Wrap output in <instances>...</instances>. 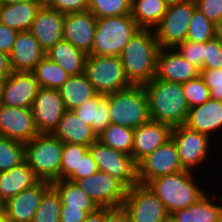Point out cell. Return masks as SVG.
I'll use <instances>...</instances> for the list:
<instances>
[{
	"label": "cell",
	"instance_id": "1",
	"mask_svg": "<svg viewBox=\"0 0 222 222\" xmlns=\"http://www.w3.org/2000/svg\"><path fill=\"white\" fill-rule=\"evenodd\" d=\"M149 105L152 120L176 127L185 124L189 106L186 102L182 83L166 82L152 78L142 85Z\"/></svg>",
	"mask_w": 222,
	"mask_h": 222
},
{
	"label": "cell",
	"instance_id": "2",
	"mask_svg": "<svg viewBox=\"0 0 222 222\" xmlns=\"http://www.w3.org/2000/svg\"><path fill=\"white\" fill-rule=\"evenodd\" d=\"M159 49L152 29H140L125 45L119 57L132 85L146 84L155 77Z\"/></svg>",
	"mask_w": 222,
	"mask_h": 222
},
{
	"label": "cell",
	"instance_id": "3",
	"mask_svg": "<svg viewBox=\"0 0 222 222\" xmlns=\"http://www.w3.org/2000/svg\"><path fill=\"white\" fill-rule=\"evenodd\" d=\"M192 171L184 170L150 180L146 185L164 203L169 214L189 207L205 192L194 182Z\"/></svg>",
	"mask_w": 222,
	"mask_h": 222
},
{
	"label": "cell",
	"instance_id": "4",
	"mask_svg": "<svg viewBox=\"0 0 222 222\" xmlns=\"http://www.w3.org/2000/svg\"><path fill=\"white\" fill-rule=\"evenodd\" d=\"M63 145L53 134H38L25 143V161L40 181L60 180Z\"/></svg>",
	"mask_w": 222,
	"mask_h": 222
},
{
	"label": "cell",
	"instance_id": "5",
	"mask_svg": "<svg viewBox=\"0 0 222 222\" xmlns=\"http://www.w3.org/2000/svg\"><path fill=\"white\" fill-rule=\"evenodd\" d=\"M140 29L131 14L97 18L93 47L89 54L119 56Z\"/></svg>",
	"mask_w": 222,
	"mask_h": 222
},
{
	"label": "cell",
	"instance_id": "6",
	"mask_svg": "<svg viewBox=\"0 0 222 222\" xmlns=\"http://www.w3.org/2000/svg\"><path fill=\"white\" fill-rule=\"evenodd\" d=\"M109 118L111 124H118L132 129L149 121V105L142 85L109 94Z\"/></svg>",
	"mask_w": 222,
	"mask_h": 222
},
{
	"label": "cell",
	"instance_id": "7",
	"mask_svg": "<svg viewBox=\"0 0 222 222\" xmlns=\"http://www.w3.org/2000/svg\"><path fill=\"white\" fill-rule=\"evenodd\" d=\"M84 74L97 93L108 95L132 86L119 56L88 54Z\"/></svg>",
	"mask_w": 222,
	"mask_h": 222
},
{
	"label": "cell",
	"instance_id": "8",
	"mask_svg": "<svg viewBox=\"0 0 222 222\" xmlns=\"http://www.w3.org/2000/svg\"><path fill=\"white\" fill-rule=\"evenodd\" d=\"M197 8L195 0H172L167 10L154 28L160 48H175L187 37L188 26Z\"/></svg>",
	"mask_w": 222,
	"mask_h": 222
},
{
	"label": "cell",
	"instance_id": "9",
	"mask_svg": "<svg viewBox=\"0 0 222 222\" xmlns=\"http://www.w3.org/2000/svg\"><path fill=\"white\" fill-rule=\"evenodd\" d=\"M98 170L120 180L128 189L141 184L138 162L121 151L102 144L99 140L89 146Z\"/></svg>",
	"mask_w": 222,
	"mask_h": 222
},
{
	"label": "cell",
	"instance_id": "10",
	"mask_svg": "<svg viewBox=\"0 0 222 222\" xmlns=\"http://www.w3.org/2000/svg\"><path fill=\"white\" fill-rule=\"evenodd\" d=\"M122 207L129 222H167L170 218L164 203L145 184L128 189Z\"/></svg>",
	"mask_w": 222,
	"mask_h": 222
},
{
	"label": "cell",
	"instance_id": "11",
	"mask_svg": "<svg viewBox=\"0 0 222 222\" xmlns=\"http://www.w3.org/2000/svg\"><path fill=\"white\" fill-rule=\"evenodd\" d=\"M74 182L98 207H121L128 191L120 180L99 170Z\"/></svg>",
	"mask_w": 222,
	"mask_h": 222
},
{
	"label": "cell",
	"instance_id": "12",
	"mask_svg": "<svg viewBox=\"0 0 222 222\" xmlns=\"http://www.w3.org/2000/svg\"><path fill=\"white\" fill-rule=\"evenodd\" d=\"M171 138L175 142L184 170L193 171L208 157L210 137L207 135L181 125L172 128Z\"/></svg>",
	"mask_w": 222,
	"mask_h": 222
},
{
	"label": "cell",
	"instance_id": "13",
	"mask_svg": "<svg viewBox=\"0 0 222 222\" xmlns=\"http://www.w3.org/2000/svg\"><path fill=\"white\" fill-rule=\"evenodd\" d=\"M31 110L39 134H53L66 108L59 89L39 87Z\"/></svg>",
	"mask_w": 222,
	"mask_h": 222
},
{
	"label": "cell",
	"instance_id": "14",
	"mask_svg": "<svg viewBox=\"0 0 222 222\" xmlns=\"http://www.w3.org/2000/svg\"><path fill=\"white\" fill-rule=\"evenodd\" d=\"M138 166L140 182L145 185L157 177L184 171L172 138L141 159Z\"/></svg>",
	"mask_w": 222,
	"mask_h": 222
},
{
	"label": "cell",
	"instance_id": "15",
	"mask_svg": "<svg viewBox=\"0 0 222 222\" xmlns=\"http://www.w3.org/2000/svg\"><path fill=\"white\" fill-rule=\"evenodd\" d=\"M38 134L31 108L0 104V136L26 143Z\"/></svg>",
	"mask_w": 222,
	"mask_h": 222
},
{
	"label": "cell",
	"instance_id": "16",
	"mask_svg": "<svg viewBox=\"0 0 222 222\" xmlns=\"http://www.w3.org/2000/svg\"><path fill=\"white\" fill-rule=\"evenodd\" d=\"M200 76V69L189 63L175 48H160L155 78L184 83Z\"/></svg>",
	"mask_w": 222,
	"mask_h": 222
},
{
	"label": "cell",
	"instance_id": "17",
	"mask_svg": "<svg viewBox=\"0 0 222 222\" xmlns=\"http://www.w3.org/2000/svg\"><path fill=\"white\" fill-rule=\"evenodd\" d=\"M97 18L89 10L65 14L63 39L89 54L93 47Z\"/></svg>",
	"mask_w": 222,
	"mask_h": 222
},
{
	"label": "cell",
	"instance_id": "18",
	"mask_svg": "<svg viewBox=\"0 0 222 222\" xmlns=\"http://www.w3.org/2000/svg\"><path fill=\"white\" fill-rule=\"evenodd\" d=\"M50 186L48 181H39L21 191L4 203L3 214L12 222H32L40 200Z\"/></svg>",
	"mask_w": 222,
	"mask_h": 222
},
{
	"label": "cell",
	"instance_id": "19",
	"mask_svg": "<svg viewBox=\"0 0 222 222\" xmlns=\"http://www.w3.org/2000/svg\"><path fill=\"white\" fill-rule=\"evenodd\" d=\"M39 85L32 72H13L8 76L0 104L31 108Z\"/></svg>",
	"mask_w": 222,
	"mask_h": 222
},
{
	"label": "cell",
	"instance_id": "20",
	"mask_svg": "<svg viewBox=\"0 0 222 222\" xmlns=\"http://www.w3.org/2000/svg\"><path fill=\"white\" fill-rule=\"evenodd\" d=\"M172 127L150 119L134 129L131 152L137 162L171 139Z\"/></svg>",
	"mask_w": 222,
	"mask_h": 222
},
{
	"label": "cell",
	"instance_id": "21",
	"mask_svg": "<svg viewBox=\"0 0 222 222\" xmlns=\"http://www.w3.org/2000/svg\"><path fill=\"white\" fill-rule=\"evenodd\" d=\"M64 22L65 14L49 6H41L29 31L41 44V47L48 51L63 39Z\"/></svg>",
	"mask_w": 222,
	"mask_h": 222
},
{
	"label": "cell",
	"instance_id": "22",
	"mask_svg": "<svg viewBox=\"0 0 222 222\" xmlns=\"http://www.w3.org/2000/svg\"><path fill=\"white\" fill-rule=\"evenodd\" d=\"M45 56L46 51L29 30L18 32L10 53L14 72H32Z\"/></svg>",
	"mask_w": 222,
	"mask_h": 222
},
{
	"label": "cell",
	"instance_id": "23",
	"mask_svg": "<svg viewBox=\"0 0 222 222\" xmlns=\"http://www.w3.org/2000/svg\"><path fill=\"white\" fill-rule=\"evenodd\" d=\"M184 125L208 137L212 136L214 131L222 128V102L210 98L202 105L190 108Z\"/></svg>",
	"mask_w": 222,
	"mask_h": 222
},
{
	"label": "cell",
	"instance_id": "24",
	"mask_svg": "<svg viewBox=\"0 0 222 222\" xmlns=\"http://www.w3.org/2000/svg\"><path fill=\"white\" fill-rule=\"evenodd\" d=\"M53 135L63 143L91 146L98 140L92 127L79 119L73 110H66Z\"/></svg>",
	"mask_w": 222,
	"mask_h": 222
},
{
	"label": "cell",
	"instance_id": "25",
	"mask_svg": "<svg viewBox=\"0 0 222 222\" xmlns=\"http://www.w3.org/2000/svg\"><path fill=\"white\" fill-rule=\"evenodd\" d=\"M73 112L84 123L92 127L96 135H100L110 124L109 94L97 93L88 98L82 105L73 109Z\"/></svg>",
	"mask_w": 222,
	"mask_h": 222
},
{
	"label": "cell",
	"instance_id": "26",
	"mask_svg": "<svg viewBox=\"0 0 222 222\" xmlns=\"http://www.w3.org/2000/svg\"><path fill=\"white\" fill-rule=\"evenodd\" d=\"M216 195L212 194V198H218L222 204V197ZM170 218L174 222H222V205L212 202L206 193L189 207L174 211Z\"/></svg>",
	"mask_w": 222,
	"mask_h": 222
},
{
	"label": "cell",
	"instance_id": "27",
	"mask_svg": "<svg viewBox=\"0 0 222 222\" xmlns=\"http://www.w3.org/2000/svg\"><path fill=\"white\" fill-rule=\"evenodd\" d=\"M40 180L26 161L10 170L0 172V198L4 203L38 183Z\"/></svg>",
	"mask_w": 222,
	"mask_h": 222
},
{
	"label": "cell",
	"instance_id": "28",
	"mask_svg": "<svg viewBox=\"0 0 222 222\" xmlns=\"http://www.w3.org/2000/svg\"><path fill=\"white\" fill-rule=\"evenodd\" d=\"M46 56L62 67L70 76H75L84 73L88 54L62 39L46 51Z\"/></svg>",
	"mask_w": 222,
	"mask_h": 222
},
{
	"label": "cell",
	"instance_id": "29",
	"mask_svg": "<svg viewBox=\"0 0 222 222\" xmlns=\"http://www.w3.org/2000/svg\"><path fill=\"white\" fill-rule=\"evenodd\" d=\"M40 7L37 1L1 4L0 22L18 32L28 31Z\"/></svg>",
	"mask_w": 222,
	"mask_h": 222
},
{
	"label": "cell",
	"instance_id": "30",
	"mask_svg": "<svg viewBox=\"0 0 222 222\" xmlns=\"http://www.w3.org/2000/svg\"><path fill=\"white\" fill-rule=\"evenodd\" d=\"M66 110H73L82 105L88 98L94 97L97 92L88 81L86 75L70 76L59 88Z\"/></svg>",
	"mask_w": 222,
	"mask_h": 222
},
{
	"label": "cell",
	"instance_id": "31",
	"mask_svg": "<svg viewBox=\"0 0 222 222\" xmlns=\"http://www.w3.org/2000/svg\"><path fill=\"white\" fill-rule=\"evenodd\" d=\"M169 0H132L131 16L141 29H154L162 20Z\"/></svg>",
	"mask_w": 222,
	"mask_h": 222
},
{
	"label": "cell",
	"instance_id": "32",
	"mask_svg": "<svg viewBox=\"0 0 222 222\" xmlns=\"http://www.w3.org/2000/svg\"><path fill=\"white\" fill-rule=\"evenodd\" d=\"M61 198L62 208H80L87 214L96 211L97 204L75 182L64 179L51 183Z\"/></svg>",
	"mask_w": 222,
	"mask_h": 222
},
{
	"label": "cell",
	"instance_id": "33",
	"mask_svg": "<svg viewBox=\"0 0 222 222\" xmlns=\"http://www.w3.org/2000/svg\"><path fill=\"white\" fill-rule=\"evenodd\" d=\"M32 73L39 87L52 89H59L70 77L62 67L54 63L47 56L38 62Z\"/></svg>",
	"mask_w": 222,
	"mask_h": 222
},
{
	"label": "cell",
	"instance_id": "34",
	"mask_svg": "<svg viewBox=\"0 0 222 222\" xmlns=\"http://www.w3.org/2000/svg\"><path fill=\"white\" fill-rule=\"evenodd\" d=\"M98 140L110 148L131 155L134 129L118 124H110L100 135H98Z\"/></svg>",
	"mask_w": 222,
	"mask_h": 222
},
{
	"label": "cell",
	"instance_id": "35",
	"mask_svg": "<svg viewBox=\"0 0 222 222\" xmlns=\"http://www.w3.org/2000/svg\"><path fill=\"white\" fill-rule=\"evenodd\" d=\"M88 150V146L64 143L60 166V180L67 179L74 182L76 179H79V164Z\"/></svg>",
	"mask_w": 222,
	"mask_h": 222
},
{
	"label": "cell",
	"instance_id": "36",
	"mask_svg": "<svg viewBox=\"0 0 222 222\" xmlns=\"http://www.w3.org/2000/svg\"><path fill=\"white\" fill-rule=\"evenodd\" d=\"M61 208L59 193L51 185L42 196L32 222H60Z\"/></svg>",
	"mask_w": 222,
	"mask_h": 222
},
{
	"label": "cell",
	"instance_id": "37",
	"mask_svg": "<svg viewBox=\"0 0 222 222\" xmlns=\"http://www.w3.org/2000/svg\"><path fill=\"white\" fill-rule=\"evenodd\" d=\"M25 161V143L0 136V172L10 170Z\"/></svg>",
	"mask_w": 222,
	"mask_h": 222
},
{
	"label": "cell",
	"instance_id": "38",
	"mask_svg": "<svg viewBox=\"0 0 222 222\" xmlns=\"http://www.w3.org/2000/svg\"><path fill=\"white\" fill-rule=\"evenodd\" d=\"M215 38V24L198 9L194 10L186 40L205 43Z\"/></svg>",
	"mask_w": 222,
	"mask_h": 222
},
{
	"label": "cell",
	"instance_id": "39",
	"mask_svg": "<svg viewBox=\"0 0 222 222\" xmlns=\"http://www.w3.org/2000/svg\"><path fill=\"white\" fill-rule=\"evenodd\" d=\"M132 0H88V10L96 18L131 14Z\"/></svg>",
	"mask_w": 222,
	"mask_h": 222
},
{
	"label": "cell",
	"instance_id": "40",
	"mask_svg": "<svg viewBox=\"0 0 222 222\" xmlns=\"http://www.w3.org/2000/svg\"><path fill=\"white\" fill-rule=\"evenodd\" d=\"M184 95L189 108L202 105L210 97V89L201 76L182 83Z\"/></svg>",
	"mask_w": 222,
	"mask_h": 222
},
{
	"label": "cell",
	"instance_id": "41",
	"mask_svg": "<svg viewBox=\"0 0 222 222\" xmlns=\"http://www.w3.org/2000/svg\"><path fill=\"white\" fill-rule=\"evenodd\" d=\"M175 49L191 64L203 69L204 57V43L191 42L185 40L178 44Z\"/></svg>",
	"mask_w": 222,
	"mask_h": 222
},
{
	"label": "cell",
	"instance_id": "42",
	"mask_svg": "<svg viewBox=\"0 0 222 222\" xmlns=\"http://www.w3.org/2000/svg\"><path fill=\"white\" fill-rule=\"evenodd\" d=\"M203 69L222 68V42L214 38L204 43Z\"/></svg>",
	"mask_w": 222,
	"mask_h": 222
},
{
	"label": "cell",
	"instance_id": "43",
	"mask_svg": "<svg viewBox=\"0 0 222 222\" xmlns=\"http://www.w3.org/2000/svg\"><path fill=\"white\" fill-rule=\"evenodd\" d=\"M200 76L210 89V97L222 102V68L202 69Z\"/></svg>",
	"mask_w": 222,
	"mask_h": 222
},
{
	"label": "cell",
	"instance_id": "44",
	"mask_svg": "<svg viewBox=\"0 0 222 222\" xmlns=\"http://www.w3.org/2000/svg\"><path fill=\"white\" fill-rule=\"evenodd\" d=\"M197 8L216 24L222 18V0H195Z\"/></svg>",
	"mask_w": 222,
	"mask_h": 222
},
{
	"label": "cell",
	"instance_id": "45",
	"mask_svg": "<svg viewBox=\"0 0 222 222\" xmlns=\"http://www.w3.org/2000/svg\"><path fill=\"white\" fill-rule=\"evenodd\" d=\"M49 7L62 14L82 12L88 10V0H53Z\"/></svg>",
	"mask_w": 222,
	"mask_h": 222
},
{
	"label": "cell",
	"instance_id": "46",
	"mask_svg": "<svg viewBox=\"0 0 222 222\" xmlns=\"http://www.w3.org/2000/svg\"><path fill=\"white\" fill-rule=\"evenodd\" d=\"M18 31L9 28L0 22V51L11 53Z\"/></svg>",
	"mask_w": 222,
	"mask_h": 222
},
{
	"label": "cell",
	"instance_id": "47",
	"mask_svg": "<svg viewBox=\"0 0 222 222\" xmlns=\"http://www.w3.org/2000/svg\"><path fill=\"white\" fill-rule=\"evenodd\" d=\"M97 171H98L97 164L95 160L92 158L90 151L88 150L79 164V178L92 176Z\"/></svg>",
	"mask_w": 222,
	"mask_h": 222
},
{
	"label": "cell",
	"instance_id": "48",
	"mask_svg": "<svg viewBox=\"0 0 222 222\" xmlns=\"http://www.w3.org/2000/svg\"><path fill=\"white\" fill-rule=\"evenodd\" d=\"M87 213L80 208H61L60 222H84Z\"/></svg>",
	"mask_w": 222,
	"mask_h": 222
},
{
	"label": "cell",
	"instance_id": "49",
	"mask_svg": "<svg viewBox=\"0 0 222 222\" xmlns=\"http://www.w3.org/2000/svg\"><path fill=\"white\" fill-rule=\"evenodd\" d=\"M105 222H129V217L122 206L105 207Z\"/></svg>",
	"mask_w": 222,
	"mask_h": 222
},
{
	"label": "cell",
	"instance_id": "50",
	"mask_svg": "<svg viewBox=\"0 0 222 222\" xmlns=\"http://www.w3.org/2000/svg\"><path fill=\"white\" fill-rule=\"evenodd\" d=\"M13 72L10 55L0 51V77H8Z\"/></svg>",
	"mask_w": 222,
	"mask_h": 222
},
{
	"label": "cell",
	"instance_id": "51",
	"mask_svg": "<svg viewBox=\"0 0 222 222\" xmlns=\"http://www.w3.org/2000/svg\"><path fill=\"white\" fill-rule=\"evenodd\" d=\"M84 222H105V207H99L96 211L88 213Z\"/></svg>",
	"mask_w": 222,
	"mask_h": 222
},
{
	"label": "cell",
	"instance_id": "52",
	"mask_svg": "<svg viewBox=\"0 0 222 222\" xmlns=\"http://www.w3.org/2000/svg\"><path fill=\"white\" fill-rule=\"evenodd\" d=\"M215 38L222 42V18L215 24Z\"/></svg>",
	"mask_w": 222,
	"mask_h": 222
},
{
	"label": "cell",
	"instance_id": "53",
	"mask_svg": "<svg viewBox=\"0 0 222 222\" xmlns=\"http://www.w3.org/2000/svg\"><path fill=\"white\" fill-rule=\"evenodd\" d=\"M8 77H0V100L4 92L5 84Z\"/></svg>",
	"mask_w": 222,
	"mask_h": 222
},
{
	"label": "cell",
	"instance_id": "54",
	"mask_svg": "<svg viewBox=\"0 0 222 222\" xmlns=\"http://www.w3.org/2000/svg\"><path fill=\"white\" fill-rule=\"evenodd\" d=\"M27 1H37V0H0L1 4H13L19 2H27Z\"/></svg>",
	"mask_w": 222,
	"mask_h": 222
},
{
	"label": "cell",
	"instance_id": "55",
	"mask_svg": "<svg viewBox=\"0 0 222 222\" xmlns=\"http://www.w3.org/2000/svg\"><path fill=\"white\" fill-rule=\"evenodd\" d=\"M53 0H37L40 6H49Z\"/></svg>",
	"mask_w": 222,
	"mask_h": 222
},
{
	"label": "cell",
	"instance_id": "56",
	"mask_svg": "<svg viewBox=\"0 0 222 222\" xmlns=\"http://www.w3.org/2000/svg\"><path fill=\"white\" fill-rule=\"evenodd\" d=\"M0 222H12V221L9 220L4 214H2L0 216Z\"/></svg>",
	"mask_w": 222,
	"mask_h": 222
},
{
	"label": "cell",
	"instance_id": "57",
	"mask_svg": "<svg viewBox=\"0 0 222 222\" xmlns=\"http://www.w3.org/2000/svg\"><path fill=\"white\" fill-rule=\"evenodd\" d=\"M4 213V201L0 198V214Z\"/></svg>",
	"mask_w": 222,
	"mask_h": 222
},
{
	"label": "cell",
	"instance_id": "58",
	"mask_svg": "<svg viewBox=\"0 0 222 222\" xmlns=\"http://www.w3.org/2000/svg\"><path fill=\"white\" fill-rule=\"evenodd\" d=\"M167 222H174L171 218H169V220Z\"/></svg>",
	"mask_w": 222,
	"mask_h": 222
}]
</instances>
